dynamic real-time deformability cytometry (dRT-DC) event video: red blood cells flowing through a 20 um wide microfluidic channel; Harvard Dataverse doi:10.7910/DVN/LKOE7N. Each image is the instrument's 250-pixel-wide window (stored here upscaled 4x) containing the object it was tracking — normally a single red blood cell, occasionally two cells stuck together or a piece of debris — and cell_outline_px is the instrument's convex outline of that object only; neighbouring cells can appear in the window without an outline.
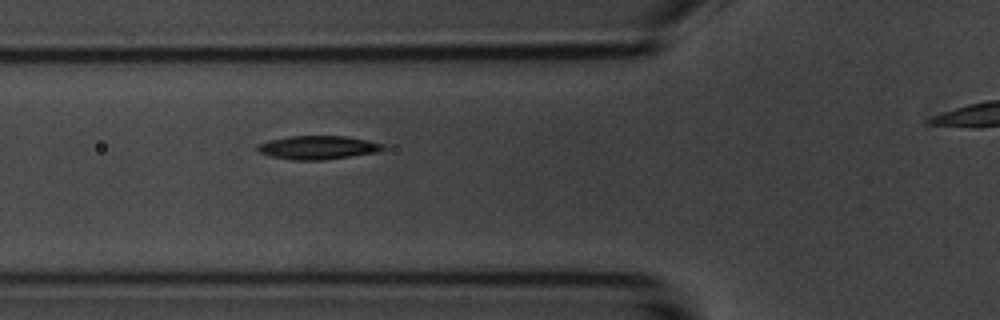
{"species": "common noctule bat (a hibernating species)", "species_latin": "Nyctalus noctula", "temperature_condition": "room temperature", "stored_images_in_passage": 5, "segment_of_instrument_passage": [1, 2], "camera_frame_rate_fps": 3000, "um_per_image_px": 0.085, "animal": {"sex": "male", "body_mass_g": 20.1, "forearm_length_mm": 53.5}, "frame": {"image": 1, "passage_image": 4, "time_ms": 3.333, "image_size_px": [1000, 320], "cell_outline_px": [[388, 148], [376, 152], [324, 160], [292, 160], [272, 156], [260, 152], [256, 148], [260, 144], [268, 140], [292, 136], [344, 136], [384, 144]], "centroid_in_image_um": [27.04, 12.54], "position_along_channel_um": 98.8, "area_um2": 16.99}}